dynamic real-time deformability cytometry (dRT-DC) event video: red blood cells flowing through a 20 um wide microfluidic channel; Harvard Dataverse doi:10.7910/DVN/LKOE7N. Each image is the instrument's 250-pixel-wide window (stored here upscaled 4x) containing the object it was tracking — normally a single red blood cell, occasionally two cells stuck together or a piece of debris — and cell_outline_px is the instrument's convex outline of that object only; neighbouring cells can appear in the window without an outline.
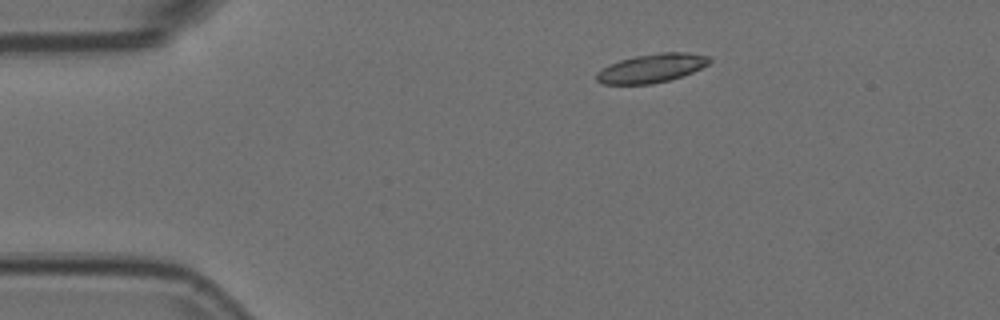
{"species": "Egyptian fruit bat (a non-hibernating species)", "species_latin": "Rousettus aegyptiacus", "temperature_condition": "room temperature", "stored_images_in_passage": 2, "camera_frame_rate_fps": 3000, "um_per_image_px": 0.085, "animal": {"sex": "female"}, "frame": {"image": 1, "passage_image": 2, "time_ms": 0.333, "image_size_px": [1000, 320], "cell_outline_px": [[712, 60], [708, 64], [692, 72], [668, 80], [652, 84], [604, 84], [596, 80], [596, 72], [608, 64], [620, 60], [636, 56], [660, 52], [688, 52], [708, 56]], "centroid_in_image_um": [55.37, 5.79], "position_along_channel_um": 29.6, "area_um2": 18.84}}